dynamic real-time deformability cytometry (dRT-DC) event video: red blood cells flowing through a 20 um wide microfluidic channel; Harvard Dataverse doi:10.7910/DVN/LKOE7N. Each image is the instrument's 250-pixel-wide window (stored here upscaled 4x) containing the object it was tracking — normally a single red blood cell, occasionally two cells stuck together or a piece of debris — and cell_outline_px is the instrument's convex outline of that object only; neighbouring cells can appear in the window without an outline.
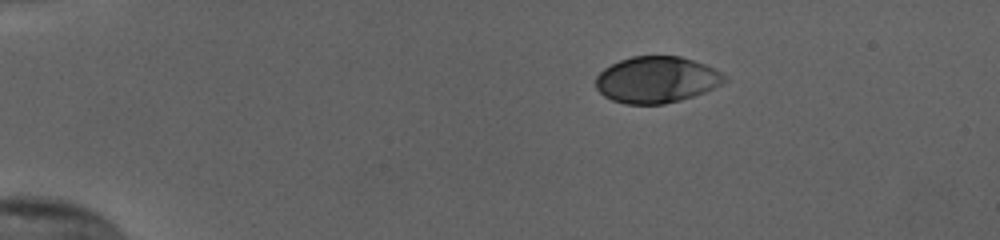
{"species": "human", "species_latin": "Homo sapiens", "temperature_condition": "cold", "stored_images_in_passage": 45, "camera_frame_rate_fps": 3000, "um_per_image_px": 0.085, "donor": {"sex": "female"}, "frame": {"image": 1, "passage_image": 1, "time_ms": 0.0, "image_size_px": [1000, 240], "cell_outline_px": [[728, 80], [704, 92], [680, 100], [664, 104], [624, 104], [612, 100], [604, 96], [596, 88], [596, 76], [604, 68], [620, 60], [632, 56], [680, 56], [704, 64], [728, 76]], "centroid_in_image_um": [55.79, 6.78], "position_along_channel_um": 29.2, "area_um2": 34.68}}
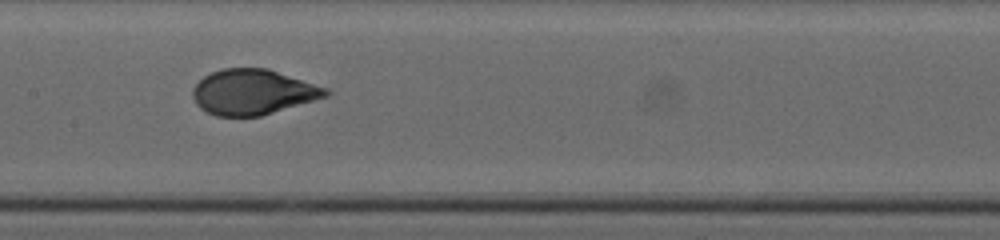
{"frame": {"image": 2, "passage_image": 20, "time_ms": 6.333, "image_size_px": [1000, 240], "cell_outline_px": [[332, 92], [328, 96], [260, 116], [216, 116], [200, 108], [196, 104], [192, 96], [192, 88], [204, 76], [212, 72], [224, 68], [268, 68], [328, 88]], "centroid_in_image_um": [21.5, 7.82], "position_along_channel_um": 185.9, "area_um2": 35.08}}
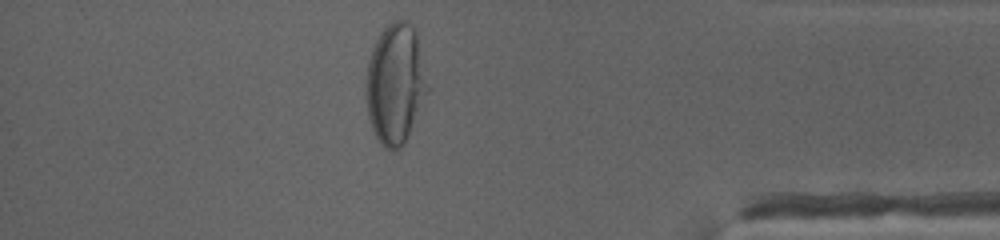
{"frame": {"image": 3, "passage_image": 39, "time_ms": 12.667, "image_size_px": [1000, 240], "cell_outline_px": [[428, 92], [404, 144], [396, 152], [392, 152], [384, 148], [380, 144], [372, 128], [368, 116], [364, 92], [368, 60], [372, 48], [380, 32], [392, 20], [404, 20], [412, 24], [416, 28], [428, 84]], "centroid_in_image_um": [33.59, 7.12], "position_along_channel_um": 401.6, "area_um2": 43.75}, "authors_computed_cell_mechanics": {"area_um2": 35.8938, "velocity_mm_per_s": 3.8236, "shape_relaxation_time_tau1_ms": 5.4804, "shape_relaxation_time_tau2_ms": null, "deformation_change_tau1": 0.2231, "deformation_change_tau2": null}}